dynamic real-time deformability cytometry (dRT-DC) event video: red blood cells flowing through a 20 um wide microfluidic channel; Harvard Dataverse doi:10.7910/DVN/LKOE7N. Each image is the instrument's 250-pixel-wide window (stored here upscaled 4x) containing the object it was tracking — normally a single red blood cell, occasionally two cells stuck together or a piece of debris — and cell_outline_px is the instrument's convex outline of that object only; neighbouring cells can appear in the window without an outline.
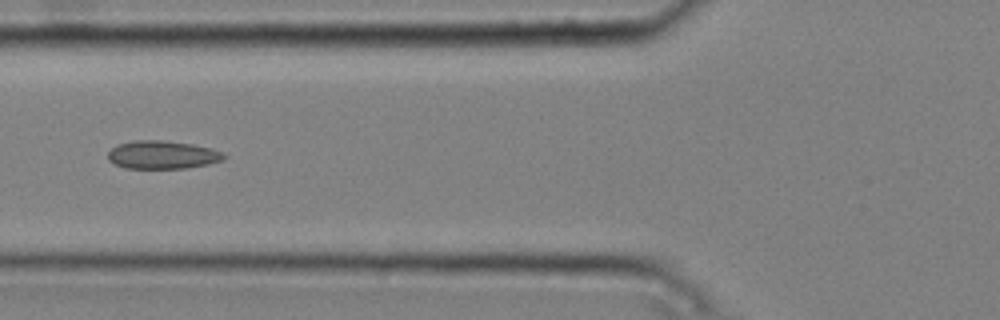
{"species": "common noctule bat (a hibernating species)", "species_latin": "Nyctalus noctula", "temperature_condition": "cold", "stored_images_in_passage": 6, "camera_frame_rate_fps": 3000, "um_per_image_px": 0.085, "animal": {"sex": "male", "body_mass_g": 20.4}, "frame": {"image": 1, "passage_image": 6, "time_ms": 1.667, "image_size_px": [1000, 320], "cell_outline_px": [[228, 156], [224, 160], [208, 164], [188, 168], [124, 168], [108, 160], [108, 152], [116, 144], [132, 140], [160, 140], [192, 144], [212, 148], [224, 152]], "centroid_in_image_um": [13.83, 13.15], "position_along_channel_um": 112.0, "area_um2": 19.25}}